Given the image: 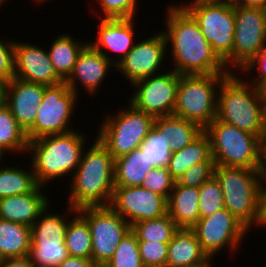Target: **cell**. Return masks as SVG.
<instances>
[{"label":"cell","instance_id":"17","mask_svg":"<svg viewBox=\"0 0 266 267\" xmlns=\"http://www.w3.org/2000/svg\"><path fill=\"white\" fill-rule=\"evenodd\" d=\"M42 48L31 42L29 44L15 40L14 78L46 86L64 82L55 71L48 51Z\"/></svg>","mask_w":266,"mask_h":267},{"label":"cell","instance_id":"10","mask_svg":"<svg viewBox=\"0 0 266 267\" xmlns=\"http://www.w3.org/2000/svg\"><path fill=\"white\" fill-rule=\"evenodd\" d=\"M78 96L65 82L46 86L42 103L37 109L35 122L26 132L27 140L32 141L47 135L73 131L71 119L74 116Z\"/></svg>","mask_w":266,"mask_h":267},{"label":"cell","instance_id":"54","mask_svg":"<svg viewBox=\"0 0 266 267\" xmlns=\"http://www.w3.org/2000/svg\"><path fill=\"white\" fill-rule=\"evenodd\" d=\"M34 1H35V0H34ZM47 1L49 2V0H36L37 3H41V4H42V3H45V2H47ZM50 1H51V0H50Z\"/></svg>","mask_w":266,"mask_h":267},{"label":"cell","instance_id":"30","mask_svg":"<svg viewBox=\"0 0 266 267\" xmlns=\"http://www.w3.org/2000/svg\"><path fill=\"white\" fill-rule=\"evenodd\" d=\"M6 166H0V199L30 193L39 186L32 166L29 170L21 166Z\"/></svg>","mask_w":266,"mask_h":267},{"label":"cell","instance_id":"37","mask_svg":"<svg viewBox=\"0 0 266 267\" xmlns=\"http://www.w3.org/2000/svg\"><path fill=\"white\" fill-rule=\"evenodd\" d=\"M199 197L200 218L211 216L225 208L221 185L215 175L199 187Z\"/></svg>","mask_w":266,"mask_h":267},{"label":"cell","instance_id":"31","mask_svg":"<svg viewBox=\"0 0 266 267\" xmlns=\"http://www.w3.org/2000/svg\"><path fill=\"white\" fill-rule=\"evenodd\" d=\"M28 142L25 131L19 126L11 110L5 104L0 106V152L3 155L12 152L27 153Z\"/></svg>","mask_w":266,"mask_h":267},{"label":"cell","instance_id":"25","mask_svg":"<svg viewBox=\"0 0 266 267\" xmlns=\"http://www.w3.org/2000/svg\"><path fill=\"white\" fill-rule=\"evenodd\" d=\"M146 154L140 148L114 160L115 187L141 186L146 174L153 169Z\"/></svg>","mask_w":266,"mask_h":267},{"label":"cell","instance_id":"32","mask_svg":"<svg viewBox=\"0 0 266 267\" xmlns=\"http://www.w3.org/2000/svg\"><path fill=\"white\" fill-rule=\"evenodd\" d=\"M64 242L69 256L91 259L92 236L90 227L78 212L69 220Z\"/></svg>","mask_w":266,"mask_h":267},{"label":"cell","instance_id":"15","mask_svg":"<svg viewBox=\"0 0 266 267\" xmlns=\"http://www.w3.org/2000/svg\"><path fill=\"white\" fill-rule=\"evenodd\" d=\"M132 226L136 222L161 218L167 214V198L138 187H114L109 205Z\"/></svg>","mask_w":266,"mask_h":267},{"label":"cell","instance_id":"34","mask_svg":"<svg viewBox=\"0 0 266 267\" xmlns=\"http://www.w3.org/2000/svg\"><path fill=\"white\" fill-rule=\"evenodd\" d=\"M29 258L34 267H59L69 256L65 242H32Z\"/></svg>","mask_w":266,"mask_h":267},{"label":"cell","instance_id":"47","mask_svg":"<svg viewBox=\"0 0 266 267\" xmlns=\"http://www.w3.org/2000/svg\"><path fill=\"white\" fill-rule=\"evenodd\" d=\"M259 172L263 181H266V141L261 142L260 168Z\"/></svg>","mask_w":266,"mask_h":267},{"label":"cell","instance_id":"8","mask_svg":"<svg viewBox=\"0 0 266 267\" xmlns=\"http://www.w3.org/2000/svg\"><path fill=\"white\" fill-rule=\"evenodd\" d=\"M186 3L181 6L198 23L201 33L212 46L213 51L224 62L228 71L234 72L232 71L234 8L220 0H193Z\"/></svg>","mask_w":266,"mask_h":267},{"label":"cell","instance_id":"19","mask_svg":"<svg viewBox=\"0 0 266 267\" xmlns=\"http://www.w3.org/2000/svg\"><path fill=\"white\" fill-rule=\"evenodd\" d=\"M46 85L12 78L8 82L5 105L25 133L33 126Z\"/></svg>","mask_w":266,"mask_h":267},{"label":"cell","instance_id":"27","mask_svg":"<svg viewBox=\"0 0 266 267\" xmlns=\"http://www.w3.org/2000/svg\"><path fill=\"white\" fill-rule=\"evenodd\" d=\"M48 50L52 65L57 74L65 81L72 73L76 60L88 41L75 40L70 34L56 36Z\"/></svg>","mask_w":266,"mask_h":267},{"label":"cell","instance_id":"57","mask_svg":"<svg viewBox=\"0 0 266 267\" xmlns=\"http://www.w3.org/2000/svg\"><path fill=\"white\" fill-rule=\"evenodd\" d=\"M94 267H106V265L96 264Z\"/></svg>","mask_w":266,"mask_h":267},{"label":"cell","instance_id":"26","mask_svg":"<svg viewBox=\"0 0 266 267\" xmlns=\"http://www.w3.org/2000/svg\"><path fill=\"white\" fill-rule=\"evenodd\" d=\"M153 128L170 141L172 153L186 147L204 131L196 123L175 115L155 118Z\"/></svg>","mask_w":266,"mask_h":267},{"label":"cell","instance_id":"36","mask_svg":"<svg viewBox=\"0 0 266 267\" xmlns=\"http://www.w3.org/2000/svg\"><path fill=\"white\" fill-rule=\"evenodd\" d=\"M139 148L146 154L154 168L168 166L172 151L170 141L165 138L164 134H159L152 128Z\"/></svg>","mask_w":266,"mask_h":267},{"label":"cell","instance_id":"52","mask_svg":"<svg viewBox=\"0 0 266 267\" xmlns=\"http://www.w3.org/2000/svg\"><path fill=\"white\" fill-rule=\"evenodd\" d=\"M259 91H260V94H261V99L263 101V103L266 105V80L261 83L259 86Z\"/></svg>","mask_w":266,"mask_h":267},{"label":"cell","instance_id":"9","mask_svg":"<svg viewBox=\"0 0 266 267\" xmlns=\"http://www.w3.org/2000/svg\"><path fill=\"white\" fill-rule=\"evenodd\" d=\"M115 114L109 113L101 121L97 138L117 159L137 149L153 128L155 118L137 110L131 103ZM111 114V115H110Z\"/></svg>","mask_w":266,"mask_h":267},{"label":"cell","instance_id":"45","mask_svg":"<svg viewBox=\"0 0 266 267\" xmlns=\"http://www.w3.org/2000/svg\"><path fill=\"white\" fill-rule=\"evenodd\" d=\"M0 267H34L29 256L5 258L0 260Z\"/></svg>","mask_w":266,"mask_h":267},{"label":"cell","instance_id":"7","mask_svg":"<svg viewBox=\"0 0 266 267\" xmlns=\"http://www.w3.org/2000/svg\"><path fill=\"white\" fill-rule=\"evenodd\" d=\"M204 131L216 166L260 168V138L215 118Z\"/></svg>","mask_w":266,"mask_h":267},{"label":"cell","instance_id":"43","mask_svg":"<svg viewBox=\"0 0 266 267\" xmlns=\"http://www.w3.org/2000/svg\"><path fill=\"white\" fill-rule=\"evenodd\" d=\"M257 69V77L252 78L250 84L254 86H259L266 80V47L263 48L257 55H255L241 70L243 74L251 73L253 68Z\"/></svg>","mask_w":266,"mask_h":267},{"label":"cell","instance_id":"44","mask_svg":"<svg viewBox=\"0 0 266 267\" xmlns=\"http://www.w3.org/2000/svg\"><path fill=\"white\" fill-rule=\"evenodd\" d=\"M96 263L92 259L68 256L59 267H94Z\"/></svg>","mask_w":266,"mask_h":267},{"label":"cell","instance_id":"51","mask_svg":"<svg viewBox=\"0 0 266 267\" xmlns=\"http://www.w3.org/2000/svg\"><path fill=\"white\" fill-rule=\"evenodd\" d=\"M248 6L266 9V0H248Z\"/></svg>","mask_w":266,"mask_h":267},{"label":"cell","instance_id":"28","mask_svg":"<svg viewBox=\"0 0 266 267\" xmlns=\"http://www.w3.org/2000/svg\"><path fill=\"white\" fill-rule=\"evenodd\" d=\"M31 227L0 219V260L29 255Z\"/></svg>","mask_w":266,"mask_h":267},{"label":"cell","instance_id":"33","mask_svg":"<svg viewBox=\"0 0 266 267\" xmlns=\"http://www.w3.org/2000/svg\"><path fill=\"white\" fill-rule=\"evenodd\" d=\"M131 230L137 236L138 241H153L169 243L179 227L168 215L161 218L136 222Z\"/></svg>","mask_w":266,"mask_h":267},{"label":"cell","instance_id":"50","mask_svg":"<svg viewBox=\"0 0 266 267\" xmlns=\"http://www.w3.org/2000/svg\"><path fill=\"white\" fill-rule=\"evenodd\" d=\"M220 1L232 8L240 6H248V0H220Z\"/></svg>","mask_w":266,"mask_h":267},{"label":"cell","instance_id":"3","mask_svg":"<svg viewBox=\"0 0 266 267\" xmlns=\"http://www.w3.org/2000/svg\"><path fill=\"white\" fill-rule=\"evenodd\" d=\"M76 131L47 135L28 142L27 152L32 154L30 164L40 186L47 187L50 181L61 180L68 174L70 177L77 169L88 139L83 132Z\"/></svg>","mask_w":266,"mask_h":267},{"label":"cell","instance_id":"48","mask_svg":"<svg viewBox=\"0 0 266 267\" xmlns=\"http://www.w3.org/2000/svg\"><path fill=\"white\" fill-rule=\"evenodd\" d=\"M8 82L3 77H0V106L4 105L6 102V93Z\"/></svg>","mask_w":266,"mask_h":267},{"label":"cell","instance_id":"12","mask_svg":"<svg viewBox=\"0 0 266 267\" xmlns=\"http://www.w3.org/2000/svg\"><path fill=\"white\" fill-rule=\"evenodd\" d=\"M234 18L232 69L236 67L235 72H237L266 47V9L249 6L235 7Z\"/></svg>","mask_w":266,"mask_h":267},{"label":"cell","instance_id":"23","mask_svg":"<svg viewBox=\"0 0 266 267\" xmlns=\"http://www.w3.org/2000/svg\"><path fill=\"white\" fill-rule=\"evenodd\" d=\"M199 198V188L175 182L167 199V214L179 228L191 229L199 221Z\"/></svg>","mask_w":266,"mask_h":267},{"label":"cell","instance_id":"6","mask_svg":"<svg viewBox=\"0 0 266 267\" xmlns=\"http://www.w3.org/2000/svg\"><path fill=\"white\" fill-rule=\"evenodd\" d=\"M227 75H179L173 115L204 130L216 118L218 88Z\"/></svg>","mask_w":266,"mask_h":267},{"label":"cell","instance_id":"13","mask_svg":"<svg viewBox=\"0 0 266 267\" xmlns=\"http://www.w3.org/2000/svg\"><path fill=\"white\" fill-rule=\"evenodd\" d=\"M169 71L149 76L132 84L135 89L131 98H128V102L137 110L154 118L173 115L179 74L172 68Z\"/></svg>","mask_w":266,"mask_h":267},{"label":"cell","instance_id":"42","mask_svg":"<svg viewBox=\"0 0 266 267\" xmlns=\"http://www.w3.org/2000/svg\"><path fill=\"white\" fill-rule=\"evenodd\" d=\"M14 40L0 39V77L7 81L14 78Z\"/></svg>","mask_w":266,"mask_h":267},{"label":"cell","instance_id":"16","mask_svg":"<svg viewBox=\"0 0 266 267\" xmlns=\"http://www.w3.org/2000/svg\"><path fill=\"white\" fill-rule=\"evenodd\" d=\"M144 39L135 42L132 50L114 69H118L119 73L124 75L123 77L127 81L129 80L130 85L141 79L162 73V70L159 72V69L166 60L164 58L167 57V44L162 31Z\"/></svg>","mask_w":266,"mask_h":267},{"label":"cell","instance_id":"38","mask_svg":"<svg viewBox=\"0 0 266 267\" xmlns=\"http://www.w3.org/2000/svg\"><path fill=\"white\" fill-rule=\"evenodd\" d=\"M175 182L176 180L169 173L168 167H156L146 174L141 187L168 199Z\"/></svg>","mask_w":266,"mask_h":267},{"label":"cell","instance_id":"4","mask_svg":"<svg viewBox=\"0 0 266 267\" xmlns=\"http://www.w3.org/2000/svg\"><path fill=\"white\" fill-rule=\"evenodd\" d=\"M230 72L217 95L216 118L260 138L264 103L259 88Z\"/></svg>","mask_w":266,"mask_h":267},{"label":"cell","instance_id":"35","mask_svg":"<svg viewBox=\"0 0 266 267\" xmlns=\"http://www.w3.org/2000/svg\"><path fill=\"white\" fill-rule=\"evenodd\" d=\"M105 265L106 267H144L139 252L138 239L132 230L125 234L114 255Z\"/></svg>","mask_w":266,"mask_h":267},{"label":"cell","instance_id":"29","mask_svg":"<svg viewBox=\"0 0 266 267\" xmlns=\"http://www.w3.org/2000/svg\"><path fill=\"white\" fill-rule=\"evenodd\" d=\"M48 206L37 220L31 226V241L32 242H64L66 230L68 227L69 214L73 216L77 213V209L72 207L66 208L68 211L64 216L63 214L49 213ZM73 214V215H72ZM68 220V221H67Z\"/></svg>","mask_w":266,"mask_h":267},{"label":"cell","instance_id":"53","mask_svg":"<svg viewBox=\"0 0 266 267\" xmlns=\"http://www.w3.org/2000/svg\"><path fill=\"white\" fill-rule=\"evenodd\" d=\"M214 263H212V258H210L206 263L200 264V265H195L192 267H212Z\"/></svg>","mask_w":266,"mask_h":267},{"label":"cell","instance_id":"14","mask_svg":"<svg viewBox=\"0 0 266 267\" xmlns=\"http://www.w3.org/2000/svg\"><path fill=\"white\" fill-rule=\"evenodd\" d=\"M191 229L195 232L202 250L212 259L225 247L231 250L228 253L237 252L244 236L250 232L226 208L200 218Z\"/></svg>","mask_w":266,"mask_h":267},{"label":"cell","instance_id":"55","mask_svg":"<svg viewBox=\"0 0 266 267\" xmlns=\"http://www.w3.org/2000/svg\"><path fill=\"white\" fill-rule=\"evenodd\" d=\"M8 0H0V7H2L3 4H5V2Z\"/></svg>","mask_w":266,"mask_h":267},{"label":"cell","instance_id":"40","mask_svg":"<svg viewBox=\"0 0 266 267\" xmlns=\"http://www.w3.org/2000/svg\"><path fill=\"white\" fill-rule=\"evenodd\" d=\"M104 19L134 18L138 0H97Z\"/></svg>","mask_w":266,"mask_h":267},{"label":"cell","instance_id":"41","mask_svg":"<svg viewBox=\"0 0 266 267\" xmlns=\"http://www.w3.org/2000/svg\"><path fill=\"white\" fill-rule=\"evenodd\" d=\"M215 162H198L191 166L176 182L186 187L199 188L214 176Z\"/></svg>","mask_w":266,"mask_h":267},{"label":"cell","instance_id":"20","mask_svg":"<svg viewBox=\"0 0 266 267\" xmlns=\"http://www.w3.org/2000/svg\"><path fill=\"white\" fill-rule=\"evenodd\" d=\"M111 66L116 68L111 61L88 43L78 55L72 73L64 82L77 95L79 93L77 82L86 89L88 94H97Z\"/></svg>","mask_w":266,"mask_h":267},{"label":"cell","instance_id":"5","mask_svg":"<svg viewBox=\"0 0 266 267\" xmlns=\"http://www.w3.org/2000/svg\"><path fill=\"white\" fill-rule=\"evenodd\" d=\"M214 175L221 185L225 208L251 230L260 213L263 179L259 169L215 166Z\"/></svg>","mask_w":266,"mask_h":267},{"label":"cell","instance_id":"2","mask_svg":"<svg viewBox=\"0 0 266 267\" xmlns=\"http://www.w3.org/2000/svg\"><path fill=\"white\" fill-rule=\"evenodd\" d=\"M87 151L84 149L80 163L69 181L68 206H109L114 182V159L108 149L96 137ZM85 151V152H84Z\"/></svg>","mask_w":266,"mask_h":267},{"label":"cell","instance_id":"18","mask_svg":"<svg viewBox=\"0 0 266 267\" xmlns=\"http://www.w3.org/2000/svg\"><path fill=\"white\" fill-rule=\"evenodd\" d=\"M135 18H117V19H101L98 23L97 40L88 43L97 51L102 53L115 67L125 58L132 50L135 39L134 35ZM134 22V23H133ZM102 46V47H101ZM105 48L107 51L103 49ZM113 52L116 58H112L108 53ZM114 59V60H113Z\"/></svg>","mask_w":266,"mask_h":267},{"label":"cell","instance_id":"56","mask_svg":"<svg viewBox=\"0 0 266 267\" xmlns=\"http://www.w3.org/2000/svg\"><path fill=\"white\" fill-rule=\"evenodd\" d=\"M4 156H3V154L0 152V162H1V160H4Z\"/></svg>","mask_w":266,"mask_h":267},{"label":"cell","instance_id":"22","mask_svg":"<svg viewBox=\"0 0 266 267\" xmlns=\"http://www.w3.org/2000/svg\"><path fill=\"white\" fill-rule=\"evenodd\" d=\"M209 259L192 229L179 228L168 243L166 267H192Z\"/></svg>","mask_w":266,"mask_h":267},{"label":"cell","instance_id":"11","mask_svg":"<svg viewBox=\"0 0 266 267\" xmlns=\"http://www.w3.org/2000/svg\"><path fill=\"white\" fill-rule=\"evenodd\" d=\"M77 212L88 222L92 236L91 259L105 265L125 236L130 224L110 206L83 207Z\"/></svg>","mask_w":266,"mask_h":267},{"label":"cell","instance_id":"39","mask_svg":"<svg viewBox=\"0 0 266 267\" xmlns=\"http://www.w3.org/2000/svg\"><path fill=\"white\" fill-rule=\"evenodd\" d=\"M138 246L144 267H166L168 243L138 241Z\"/></svg>","mask_w":266,"mask_h":267},{"label":"cell","instance_id":"46","mask_svg":"<svg viewBox=\"0 0 266 267\" xmlns=\"http://www.w3.org/2000/svg\"><path fill=\"white\" fill-rule=\"evenodd\" d=\"M258 226L266 227V181H263L260 195V213L259 220L257 223Z\"/></svg>","mask_w":266,"mask_h":267},{"label":"cell","instance_id":"21","mask_svg":"<svg viewBox=\"0 0 266 267\" xmlns=\"http://www.w3.org/2000/svg\"><path fill=\"white\" fill-rule=\"evenodd\" d=\"M38 186L33 192L0 199V219L32 226L41 213L49 206L50 199Z\"/></svg>","mask_w":266,"mask_h":267},{"label":"cell","instance_id":"1","mask_svg":"<svg viewBox=\"0 0 266 267\" xmlns=\"http://www.w3.org/2000/svg\"><path fill=\"white\" fill-rule=\"evenodd\" d=\"M166 11L167 29L162 32L167 47L171 44L174 71L179 75L230 73L181 3L168 5Z\"/></svg>","mask_w":266,"mask_h":267},{"label":"cell","instance_id":"49","mask_svg":"<svg viewBox=\"0 0 266 267\" xmlns=\"http://www.w3.org/2000/svg\"><path fill=\"white\" fill-rule=\"evenodd\" d=\"M260 141H266V105H264L262 111V125L260 131Z\"/></svg>","mask_w":266,"mask_h":267},{"label":"cell","instance_id":"24","mask_svg":"<svg viewBox=\"0 0 266 267\" xmlns=\"http://www.w3.org/2000/svg\"><path fill=\"white\" fill-rule=\"evenodd\" d=\"M198 162H215L211 153L210 138L205 131L183 149L173 152L167 167L171 176L177 181Z\"/></svg>","mask_w":266,"mask_h":267}]
</instances>
